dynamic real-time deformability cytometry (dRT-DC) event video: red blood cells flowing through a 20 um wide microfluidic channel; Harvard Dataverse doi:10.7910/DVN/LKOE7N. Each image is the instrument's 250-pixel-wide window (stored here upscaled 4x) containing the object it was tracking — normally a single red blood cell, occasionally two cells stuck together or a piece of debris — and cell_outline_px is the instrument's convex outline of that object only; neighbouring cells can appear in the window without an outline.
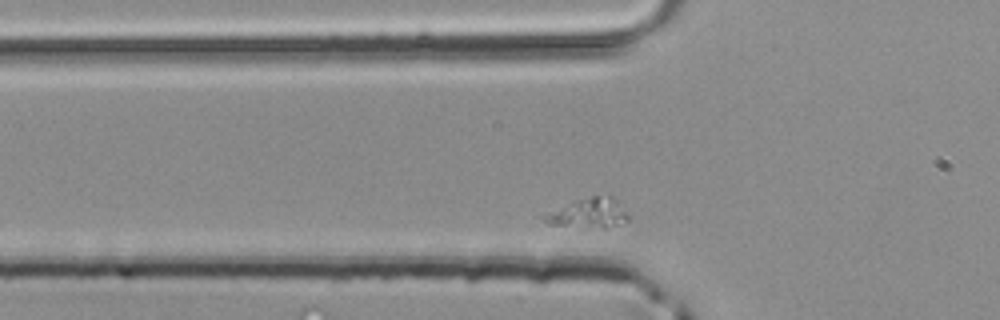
{"species": "common noctule bat (a hibernating species)", "species_latin": "Nyctalus noctula", "temperature_condition": "room temperature", "stored_images_in_passage": 27, "segment_of_instrument_passage": [2, 2], "camera_frame_rate_fps": 3000, "um_per_image_px": 0.085, "animal": {"sex": "male", "body_mass_g": 20.4}, "frame": {"image": 1, "passage_image": 4, "time_ms": 1.0, "image_size_px": [1000, 320], "cell_outline_px": [[628, 220], [604, 228], [548, 224], [536, 216], [576, 200], [592, 196], [612, 196], [616, 200], [628, 216]], "centroid_in_image_um": [49.92, 18.12], "position_along_channel_um": 75.9, "area_um2": 14.28}}
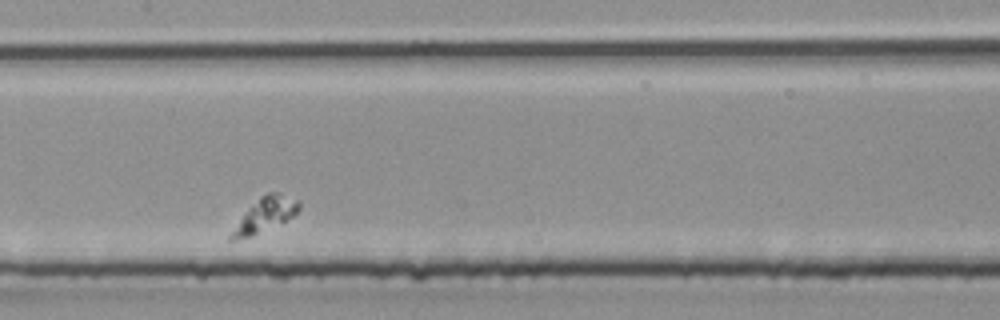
{"frame": {"image": 2, "passage_image": 12, "time_ms": 3.667, "image_size_px": [1000, 320], "cell_outline_px": [[300, 208], [292, 216], [284, 220], [248, 236], [236, 240], [228, 240], [228, 236], [240, 220], [260, 196], [268, 192], [280, 192], [300, 200]], "centroid_in_image_um": [22.56, 18.2], "position_along_channel_um": 184.8, "area_um2": 12.66}}
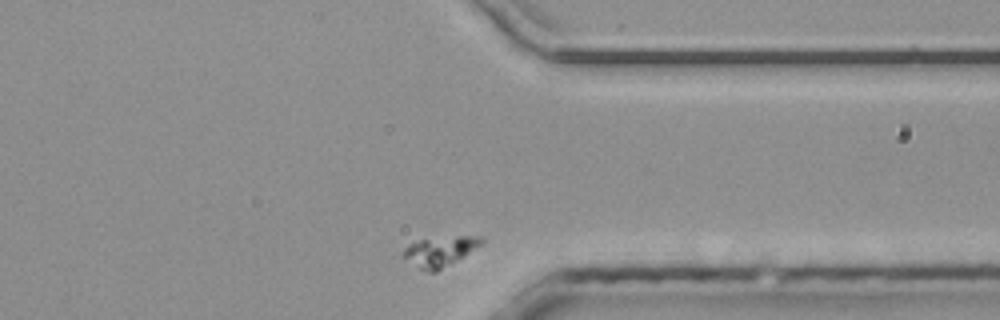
{"frame": {"image": 3, "passage_image": 26, "time_ms": 8.333, "image_size_px": [1000, 320], "cell_outline_px": [[484, 240], [480, 244], [436, 272], [428, 272], [420, 268], [404, 256], [404, 248], [408, 244], [420, 240], [456, 236], [480, 236]], "centroid_in_image_um": [37.37, 21.35], "position_along_channel_um": 374.0, "area_um2": 12.83}}